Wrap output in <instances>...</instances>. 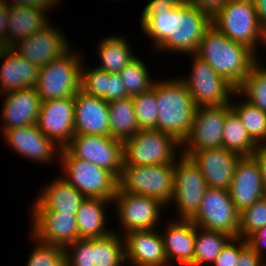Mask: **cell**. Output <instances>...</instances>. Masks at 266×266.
<instances>
[{
    "label": "cell",
    "mask_w": 266,
    "mask_h": 266,
    "mask_svg": "<svg viewBox=\"0 0 266 266\" xmlns=\"http://www.w3.org/2000/svg\"><path fill=\"white\" fill-rule=\"evenodd\" d=\"M250 245L266 262V226L259 229L247 239Z\"/></svg>",
    "instance_id": "47"
},
{
    "label": "cell",
    "mask_w": 266,
    "mask_h": 266,
    "mask_svg": "<svg viewBox=\"0 0 266 266\" xmlns=\"http://www.w3.org/2000/svg\"><path fill=\"white\" fill-rule=\"evenodd\" d=\"M232 238L224 232L206 230L196 226L193 266H205L206 264L212 266L221 250Z\"/></svg>",
    "instance_id": "34"
},
{
    "label": "cell",
    "mask_w": 266,
    "mask_h": 266,
    "mask_svg": "<svg viewBox=\"0 0 266 266\" xmlns=\"http://www.w3.org/2000/svg\"><path fill=\"white\" fill-rule=\"evenodd\" d=\"M148 69L150 68L143 59L137 57L119 72L128 96L132 97L152 88L155 79H152Z\"/></svg>",
    "instance_id": "37"
},
{
    "label": "cell",
    "mask_w": 266,
    "mask_h": 266,
    "mask_svg": "<svg viewBox=\"0 0 266 266\" xmlns=\"http://www.w3.org/2000/svg\"><path fill=\"white\" fill-rule=\"evenodd\" d=\"M7 7L31 6L41 10L52 11L56 4H60V0H3ZM11 2V3H10Z\"/></svg>",
    "instance_id": "46"
},
{
    "label": "cell",
    "mask_w": 266,
    "mask_h": 266,
    "mask_svg": "<svg viewBox=\"0 0 266 266\" xmlns=\"http://www.w3.org/2000/svg\"><path fill=\"white\" fill-rule=\"evenodd\" d=\"M0 95L5 98L0 114L2 121L0 124L3 125L1 133L14 127L36 124L41 99L35 87L13 90Z\"/></svg>",
    "instance_id": "23"
},
{
    "label": "cell",
    "mask_w": 266,
    "mask_h": 266,
    "mask_svg": "<svg viewBox=\"0 0 266 266\" xmlns=\"http://www.w3.org/2000/svg\"><path fill=\"white\" fill-rule=\"evenodd\" d=\"M240 212L236 209L228 190L207 188L200 208L190 219L197 227L224 232L239 237Z\"/></svg>",
    "instance_id": "12"
},
{
    "label": "cell",
    "mask_w": 266,
    "mask_h": 266,
    "mask_svg": "<svg viewBox=\"0 0 266 266\" xmlns=\"http://www.w3.org/2000/svg\"><path fill=\"white\" fill-rule=\"evenodd\" d=\"M261 28L266 33V0H253Z\"/></svg>",
    "instance_id": "50"
},
{
    "label": "cell",
    "mask_w": 266,
    "mask_h": 266,
    "mask_svg": "<svg viewBox=\"0 0 266 266\" xmlns=\"http://www.w3.org/2000/svg\"><path fill=\"white\" fill-rule=\"evenodd\" d=\"M206 180L199 167L186 155H180L175 162L174 193L169 203H174L178 217L191 219L200 208L207 189Z\"/></svg>",
    "instance_id": "11"
},
{
    "label": "cell",
    "mask_w": 266,
    "mask_h": 266,
    "mask_svg": "<svg viewBox=\"0 0 266 266\" xmlns=\"http://www.w3.org/2000/svg\"><path fill=\"white\" fill-rule=\"evenodd\" d=\"M112 203L115 205L116 217L121 227L119 232L123 230L119 233L121 236L131 231L157 229L164 217L161 215L164 214L162 211L168 209L158 199L121 191L119 188H117Z\"/></svg>",
    "instance_id": "10"
},
{
    "label": "cell",
    "mask_w": 266,
    "mask_h": 266,
    "mask_svg": "<svg viewBox=\"0 0 266 266\" xmlns=\"http://www.w3.org/2000/svg\"><path fill=\"white\" fill-rule=\"evenodd\" d=\"M264 226H266V195L240 212L239 238L247 240Z\"/></svg>",
    "instance_id": "39"
},
{
    "label": "cell",
    "mask_w": 266,
    "mask_h": 266,
    "mask_svg": "<svg viewBox=\"0 0 266 266\" xmlns=\"http://www.w3.org/2000/svg\"><path fill=\"white\" fill-rule=\"evenodd\" d=\"M235 266H266V262L250 245H247L240 252Z\"/></svg>",
    "instance_id": "45"
},
{
    "label": "cell",
    "mask_w": 266,
    "mask_h": 266,
    "mask_svg": "<svg viewBox=\"0 0 266 266\" xmlns=\"http://www.w3.org/2000/svg\"><path fill=\"white\" fill-rule=\"evenodd\" d=\"M7 6L0 0V45L8 47Z\"/></svg>",
    "instance_id": "48"
},
{
    "label": "cell",
    "mask_w": 266,
    "mask_h": 266,
    "mask_svg": "<svg viewBox=\"0 0 266 266\" xmlns=\"http://www.w3.org/2000/svg\"><path fill=\"white\" fill-rule=\"evenodd\" d=\"M2 135L8 148L33 163L53 164L59 159L60 147L46 137L36 124L7 129Z\"/></svg>",
    "instance_id": "15"
},
{
    "label": "cell",
    "mask_w": 266,
    "mask_h": 266,
    "mask_svg": "<svg viewBox=\"0 0 266 266\" xmlns=\"http://www.w3.org/2000/svg\"><path fill=\"white\" fill-rule=\"evenodd\" d=\"M211 25L255 53L260 44L266 47V33L260 26L253 0H229L211 18Z\"/></svg>",
    "instance_id": "4"
},
{
    "label": "cell",
    "mask_w": 266,
    "mask_h": 266,
    "mask_svg": "<svg viewBox=\"0 0 266 266\" xmlns=\"http://www.w3.org/2000/svg\"><path fill=\"white\" fill-rule=\"evenodd\" d=\"M49 22L43 29L26 39L17 41L11 48L32 64L42 67L67 53L72 45L58 26Z\"/></svg>",
    "instance_id": "14"
},
{
    "label": "cell",
    "mask_w": 266,
    "mask_h": 266,
    "mask_svg": "<svg viewBox=\"0 0 266 266\" xmlns=\"http://www.w3.org/2000/svg\"><path fill=\"white\" fill-rule=\"evenodd\" d=\"M176 77L166 80L155 78L157 130L170 133L183 142L192 128L197 105L184 81Z\"/></svg>",
    "instance_id": "3"
},
{
    "label": "cell",
    "mask_w": 266,
    "mask_h": 266,
    "mask_svg": "<svg viewBox=\"0 0 266 266\" xmlns=\"http://www.w3.org/2000/svg\"><path fill=\"white\" fill-rule=\"evenodd\" d=\"M131 231L123 235L125 260L129 266H170L159 230Z\"/></svg>",
    "instance_id": "20"
},
{
    "label": "cell",
    "mask_w": 266,
    "mask_h": 266,
    "mask_svg": "<svg viewBox=\"0 0 266 266\" xmlns=\"http://www.w3.org/2000/svg\"><path fill=\"white\" fill-rule=\"evenodd\" d=\"M160 231L170 266H193L196 225L190 219H168ZM174 264V265H173Z\"/></svg>",
    "instance_id": "21"
},
{
    "label": "cell",
    "mask_w": 266,
    "mask_h": 266,
    "mask_svg": "<svg viewBox=\"0 0 266 266\" xmlns=\"http://www.w3.org/2000/svg\"><path fill=\"white\" fill-rule=\"evenodd\" d=\"M108 107L111 137L123 142L139 131L131 96L111 101Z\"/></svg>",
    "instance_id": "32"
},
{
    "label": "cell",
    "mask_w": 266,
    "mask_h": 266,
    "mask_svg": "<svg viewBox=\"0 0 266 266\" xmlns=\"http://www.w3.org/2000/svg\"><path fill=\"white\" fill-rule=\"evenodd\" d=\"M81 51L72 48L39 69L35 86L41 101L74 97L81 88Z\"/></svg>",
    "instance_id": "7"
},
{
    "label": "cell",
    "mask_w": 266,
    "mask_h": 266,
    "mask_svg": "<svg viewBox=\"0 0 266 266\" xmlns=\"http://www.w3.org/2000/svg\"><path fill=\"white\" fill-rule=\"evenodd\" d=\"M37 194L30 212H58L76 215L86 197L62 177L47 182Z\"/></svg>",
    "instance_id": "25"
},
{
    "label": "cell",
    "mask_w": 266,
    "mask_h": 266,
    "mask_svg": "<svg viewBox=\"0 0 266 266\" xmlns=\"http://www.w3.org/2000/svg\"><path fill=\"white\" fill-rule=\"evenodd\" d=\"M195 54L236 88L261 60L257 58L258 52L255 53L246 45L230 40L213 25L205 31Z\"/></svg>",
    "instance_id": "2"
},
{
    "label": "cell",
    "mask_w": 266,
    "mask_h": 266,
    "mask_svg": "<svg viewBox=\"0 0 266 266\" xmlns=\"http://www.w3.org/2000/svg\"><path fill=\"white\" fill-rule=\"evenodd\" d=\"M118 231L119 228L106 237L93 239V265L127 266L125 242Z\"/></svg>",
    "instance_id": "35"
},
{
    "label": "cell",
    "mask_w": 266,
    "mask_h": 266,
    "mask_svg": "<svg viewBox=\"0 0 266 266\" xmlns=\"http://www.w3.org/2000/svg\"><path fill=\"white\" fill-rule=\"evenodd\" d=\"M75 134L110 136L108 102L79 90L74 96Z\"/></svg>",
    "instance_id": "24"
},
{
    "label": "cell",
    "mask_w": 266,
    "mask_h": 266,
    "mask_svg": "<svg viewBox=\"0 0 266 266\" xmlns=\"http://www.w3.org/2000/svg\"><path fill=\"white\" fill-rule=\"evenodd\" d=\"M73 157L110 171L119 179L123 167V142L111 136L75 134L64 147Z\"/></svg>",
    "instance_id": "13"
},
{
    "label": "cell",
    "mask_w": 266,
    "mask_h": 266,
    "mask_svg": "<svg viewBox=\"0 0 266 266\" xmlns=\"http://www.w3.org/2000/svg\"><path fill=\"white\" fill-rule=\"evenodd\" d=\"M96 50L100 64L97 68L108 73H119L126 65L137 58L131 51V43L122 35L105 37L98 43Z\"/></svg>",
    "instance_id": "30"
},
{
    "label": "cell",
    "mask_w": 266,
    "mask_h": 266,
    "mask_svg": "<svg viewBox=\"0 0 266 266\" xmlns=\"http://www.w3.org/2000/svg\"><path fill=\"white\" fill-rule=\"evenodd\" d=\"M35 243L26 266H66L65 248L30 237Z\"/></svg>",
    "instance_id": "40"
},
{
    "label": "cell",
    "mask_w": 266,
    "mask_h": 266,
    "mask_svg": "<svg viewBox=\"0 0 266 266\" xmlns=\"http://www.w3.org/2000/svg\"><path fill=\"white\" fill-rule=\"evenodd\" d=\"M228 191L239 212L266 195L259 166L252 156L237 161Z\"/></svg>",
    "instance_id": "22"
},
{
    "label": "cell",
    "mask_w": 266,
    "mask_h": 266,
    "mask_svg": "<svg viewBox=\"0 0 266 266\" xmlns=\"http://www.w3.org/2000/svg\"><path fill=\"white\" fill-rule=\"evenodd\" d=\"M0 61V94L36 86L40 67L11 47L0 49Z\"/></svg>",
    "instance_id": "26"
},
{
    "label": "cell",
    "mask_w": 266,
    "mask_h": 266,
    "mask_svg": "<svg viewBox=\"0 0 266 266\" xmlns=\"http://www.w3.org/2000/svg\"><path fill=\"white\" fill-rule=\"evenodd\" d=\"M177 155H182V142L174 135L157 129H139L131 138L123 141L125 165L175 163L179 158Z\"/></svg>",
    "instance_id": "5"
},
{
    "label": "cell",
    "mask_w": 266,
    "mask_h": 266,
    "mask_svg": "<svg viewBox=\"0 0 266 266\" xmlns=\"http://www.w3.org/2000/svg\"><path fill=\"white\" fill-rule=\"evenodd\" d=\"M248 245L243 238H232L221 250L212 266H235L239 259L240 252Z\"/></svg>",
    "instance_id": "42"
},
{
    "label": "cell",
    "mask_w": 266,
    "mask_h": 266,
    "mask_svg": "<svg viewBox=\"0 0 266 266\" xmlns=\"http://www.w3.org/2000/svg\"><path fill=\"white\" fill-rule=\"evenodd\" d=\"M252 157L257 161L262 175L263 186L266 191V146H259Z\"/></svg>",
    "instance_id": "49"
},
{
    "label": "cell",
    "mask_w": 266,
    "mask_h": 266,
    "mask_svg": "<svg viewBox=\"0 0 266 266\" xmlns=\"http://www.w3.org/2000/svg\"><path fill=\"white\" fill-rule=\"evenodd\" d=\"M81 91L90 96L101 98L108 103L128 97L126 88L119 73H108L104 70L82 65Z\"/></svg>",
    "instance_id": "27"
},
{
    "label": "cell",
    "mask_w": 266,
    "mask_h": 266,
    "mask_svg": "<svg viewBox=\"0 0 266 266\" xmlns=\"http://www.w3.org/2000/svg\"><path fill=\"white\" fill-rule=\"evenodd\" d=\"M225 119L226 105L197 107L190 133L182 142V150L221 148Z\"/></svg>",
    "instance_id": "17"
},
{
    "label": "cell",
    "mask_w": 266,
    "mask_h": 266,
    "mask_svg": "<svg viewBox=\"0 0 266 266\" xmlns=\"http://www.w3.org/2000/svg\"><path fill=\"white\" fill-rule=\"evenodd\" d=\"M191 56L189 76L180 77L197 107L223 106L231 103L237 88L197 54ZM231 98V99H230Z\"/></svg>",
    "instance_id": "9"
},
{
    "label": "cell",
    "mask_w": 266,
    "mask_h": 266,
    "mask_svg": "<svg viewBox=\"0 0 266 266\" xmlns=\"http://www.w3.org/2000/svg\"><path fill=\"white\" fill-rule=\"evenodd\" d=\"M174 169L175 163L148 166L123 164L118 188L158 199L168 208L174 193Z\"/></svg>",
    "instance_id": "8"
},
{
    "label": "cell",
    "mask_w": 266,
    "mask_h": 266,
    "mask_svg": "<svg viewBox=\"0 0 266 266\" xmlns=\"http://www.w3.org/2000/svg\"><path fill=\"white\" fill-rule=\"evenodd\" d=\"M66 266L93 265V239H78L65 247Z\"/></svg>",
    "instance_id": "41"
},
{
    "label": "cell",
    "mask_w": 266,
    "mask_h": 266,
    "mask_svg": "<svg viewBox=\"0 0 266 266\" xmlns=\"http://www.w3.org/2000/svg\"><path fill=\"white\" fill-rule=\"evenodd\" d=\"M61 175L86 198L113 200L118 188V179L108 170L89 161L73 157L65 148H60Z\"/></svg>",
    "instance_id": "6"
},
{
    "label": "cell",
    "mask_w": 266,
    "mask_h": 266,
    "mask_svg": "<svg viewBox=\"0 0 266 266\" xmlns=\"http://www.w3.org/2000/svg\"><path fill=\"white\" fill-rule=\"evenodd\" d=\"M183 155L199 167L207 187L228 190L233 179L234 168L240 156L223 147L200 151H182Z\"/></svg>",
    "instance_id": "18"
},
{
    "label": "cell",
    "mask_w": 266,
    "mask_h": 266,
    "mask_svg": "<svg viewBox=\"0 0 266 266\" xmlns=\"http://www.w3.org/2000/svg\"><path fill=\"white\" fill-rule=\"evenodd\" d=\"M132 100L139 129H157L155 82L150 90L132 96Z\"/></svg>",
    "instance_id": "38"
},
{
    "label": "cell",
    "mask_w": 266,
    "mask_h": 266,
    "mask_svg": "<svg viewBox=\"0 0 266 266\" xmlns=\"http://www.w3.org/2000/svg\"><path fill=\"white\" fill-rule=\"evenodd\" d=\"M222 147L238 154L240 157L252 156L259 147L248 135L240 117L226 105V119L222 134Z\"/></svg>",
    "instance_id": "31"
},
{
    "label": "cell",
    "mask_w": 266,
    "mask_h": 266,
    "mask_svg": "<svg viewBox=\"0 0 266 266\" xmlns=\"http://www.w3.org/2000/svg\"><path fill=\"white\" fill-rule=\"evenodd\" d=\"M262 60L249 71L237 92L250 104L266 113V65Z\"/></svg>",
    "instance_id": "36"
},
{
    "label": "cell",
    "mask_w": 266,
    "mask_h": 266,
    "mask_svg": "<svg viewBox=\"0 0 266 266\" xmlns=\"http://www.w3.org/2000/svg\"><path fill=\"white\" fill-rule=\"evenodd\" d=\"M74 97L41 101L36 125L58 147L64 148L75 135Z\"/></svg>",
    "instance_id": "16"
},
{
    "label": "cell",
    "mask_w": 266,
    "mask_h": 266,
    "mask_svg": "<svg viewBox=\"0 0 266 266\" xmlns=\"http://www.w3.org/2000/svg\"><path fill=\"white\" fill-rule=\"evenodd\" d=\"M33 238L42 243L67 245L79 239L76 215L58 212H30Z\"/></svg>",
    "instance_id": "19"
},
{
    "label": "cell",
    "mask_w": 266,
    "mask_h": 266,
    "mask_svg": "<svg viewBox=\"0 0 266 266\" xmlns=\"http://www.w3.org/2000/svg\"><path fill=\"white\" fill-rule=\"evenodd\" d=\"M47 13V10L31 6L8 7V47L43 29L50 22Z\"/></svg>",
    "instance_id": "29"
},
{
    "label": "cell",
    "mask_w": 266,
    "mask_h": 266,
    "mask_svg": "<svg viewBox=\"0 0 266 266\" xmlns=\"http://www.w3.org/2000/svg\"><path fill=\"white\" fill-rule=\"evenodd\" d=\"M187 4L195 6L198 10L205 12L211 18L229 1V0H182Z\"/></svg>",
    "instance_id": "44"
},
{
    "label": "cell",
    "mask_w": 266,
    "mask_h": 266,
    "mask_svg": "<svg viewBox=\"0 0 266 266\" xmlns=\"http://www.w3.org/2000/svg\"><path fill=\"white\" fill-rule=\"evenodd\" d=\"M182 0H150L143 7L140 15V25L150 16L158 15L159 11L171 10Z\"/></svg>",
    "instance_id": "43"
},
{
    "label": "cell",
    "mask_w": 266,
    "mask_h": 266,
    "mask_svg": "<svg viewBox=\"0 0 266 266\" xmlns=\"http://www.w3.org/2000/svg\"><path fill=\"white\" fill-rule=\"evenodd\" d=\"M110 203L112 206V200L100 198H86L81 203L76 213L79 239L106 237L117 229L106 227L108 214L104 209H107Z\"/></svg>",
    "instance_id": "28"
},
{
    "label": "cell",
    "mask_w": 266,
    "mask_h": 266,
    "mask_svg": "<svg viewBox=\"0 0 266 266\" xmlns=\"http://www.w3.org/2000/svg\"><path fill=\"white\" fill-rule=\"evenodd\" d=\"M233 98H237L238 102ZM236 92L231 100L230 106L240 117L242 125L248 135L258 146H266V113L259 107L250 104Z\"/></svg>",
    "instance_id": "33"
},
{
    "label": "cell",
    "mask_w": 266,
    "mask_h": 266,
    "mask_svg": "<svg viewBox=\"0 0 266 266\" xmlns=\"http://www.w3.org/2000/svg\"><path fill=\"white\" fill-rule=\"evenodd\" d=\"M211 26V17L195 6L181 1L171 10L159 11L148 17L140 27L152 41L153 49L161 53L194 54L205 31Z\"/></svg>",
    "instance_id": "1"
}]
</instances>
